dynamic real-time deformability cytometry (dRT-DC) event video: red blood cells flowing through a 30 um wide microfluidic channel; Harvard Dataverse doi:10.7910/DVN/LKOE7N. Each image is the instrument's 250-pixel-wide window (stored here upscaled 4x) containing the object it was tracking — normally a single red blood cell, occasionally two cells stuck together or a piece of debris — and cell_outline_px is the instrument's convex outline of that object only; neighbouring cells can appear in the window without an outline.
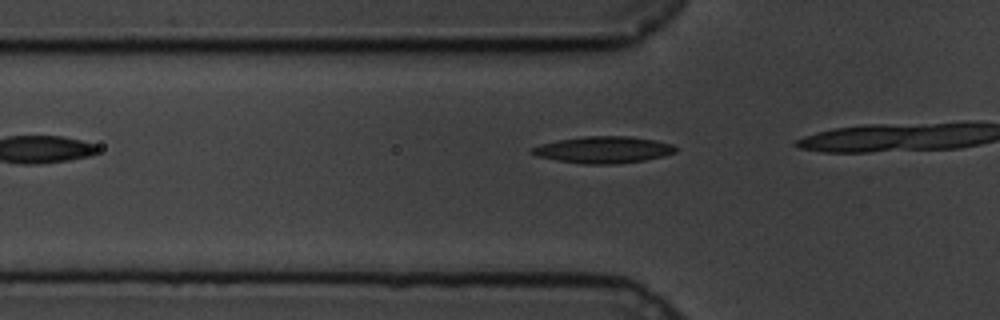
{"species": "common noctule bat (a hibernating species)", "species_latin": "Nyctalus noctula", "temperature_condition": "cold", "stored_images_in_passage": 6, "camera_frame_rate_fps": 3000, "um_per_image_px": 0.085, "animal": {"sex": "male", "body_mass_g": 19.5, "forearm_length_mm": 54.6}, "frame": {"image": 1, "passage_image": 3, "time_ms": 0.667, "image_size_px": [1000, 320], "cell_outline_px": [[676, 152], [664, 156], [644, 160], [612, 164], [584, 164], [556, 160], [536, 156], [528, 152], [528, 148], [540, 144], [560, 140], [584, 136], [628, 136], [656, 140], [672, 144], [676, 148]], "centroid_in_image_um": [51.24, 12.73], "position_along_channel_um": 74.6, "area_um2": 22.43}}